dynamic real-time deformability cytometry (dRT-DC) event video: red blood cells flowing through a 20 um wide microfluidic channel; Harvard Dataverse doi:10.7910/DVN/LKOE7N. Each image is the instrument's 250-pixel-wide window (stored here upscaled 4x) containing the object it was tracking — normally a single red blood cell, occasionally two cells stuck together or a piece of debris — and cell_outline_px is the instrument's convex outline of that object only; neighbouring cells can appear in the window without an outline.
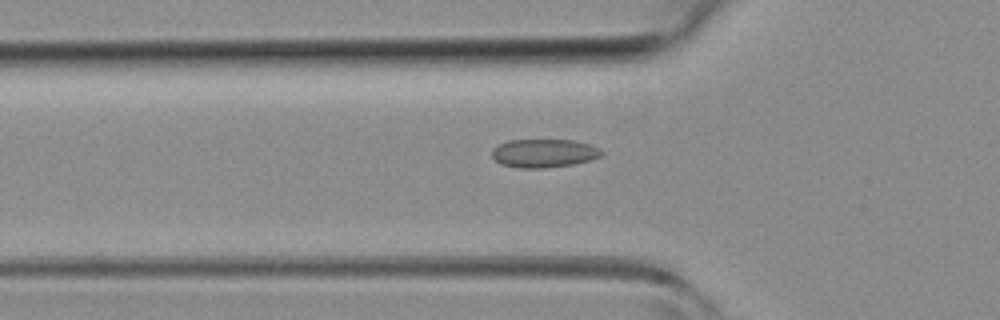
{"species": "common noctule bat (a hibernating species)", "species_latin": "Nyctalus noctula", "temperature_condition": "room temperature", "stored_images_in_passage": 36, "camera_frame_rate_fps": 3000, "um_per_image_px": 0.085, "animal": {"sex": "female", "body_mass_g": 19.3, "forearm_length_mm": 54.1}, "frame": {"image": 1, "passage_image": 7, "time_ms": 2.0, "image_size_px": [1000, 320], "cell_outline_px": [[604, 152], [600, 156], [592, 160], [576, 164], [544, 168], [516, 168], [500, 164], [492, 156], [492, 148], [508, 140], [572, 140], [588, 144], [600, 148]], "centroid_in_image_um": [46.24, 13.03], "position_along_channel_um": 79.6, "area_um2": 18.32}}
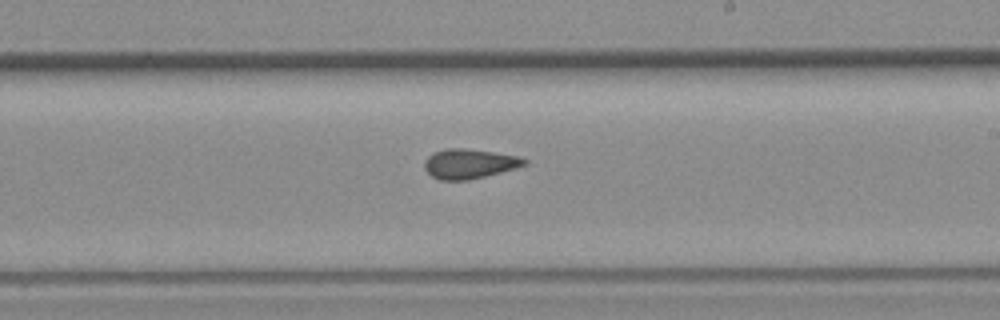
{"frame": {"image": 2, "passage_image": 18, "time_ms": 5.667, "image_size_px": [1000, 320], "cell_outline_px": [[528, 164], [516, 168], [468, 180], [440, 180], [432, 176], [424, 168], [424, 160], [432, 152], [444, 148], [464, 148], [492, 152], [516, 156], [528, 160]], "centroid_in_image_um": [39.85, 13.91], "position_along_channel_um": 249.1, "area_um2": 17.22}}
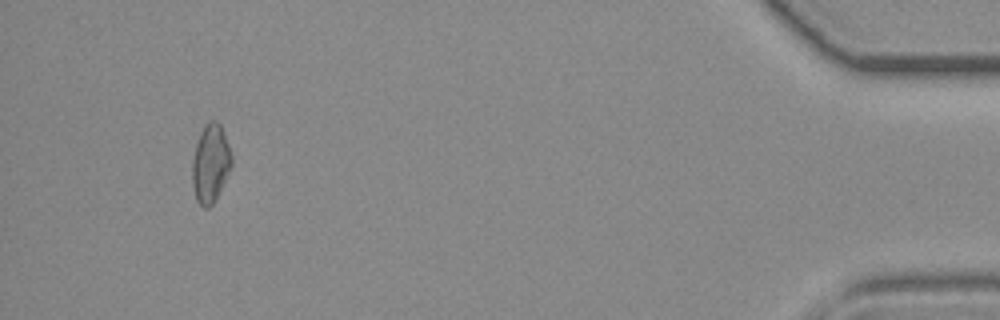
{"frame": {"image": 3, "passage_image": 34, "time_ms": 11.0, "image_size_px": [1000, 320], "cell_outline_px": [[232, 164], [212, 204], [208, 208], [204, 208], [196, 200], [192, 184], [192, 160], [196, 144], [200, 132], [204, 124], [212, 120], [216, 120], [220, 124], [228, 144], [232, 156]], "centroid_in_image_um": [17.87, 13.87], "position_along_channel_um": 417.3, "area_um2": 17.69}}